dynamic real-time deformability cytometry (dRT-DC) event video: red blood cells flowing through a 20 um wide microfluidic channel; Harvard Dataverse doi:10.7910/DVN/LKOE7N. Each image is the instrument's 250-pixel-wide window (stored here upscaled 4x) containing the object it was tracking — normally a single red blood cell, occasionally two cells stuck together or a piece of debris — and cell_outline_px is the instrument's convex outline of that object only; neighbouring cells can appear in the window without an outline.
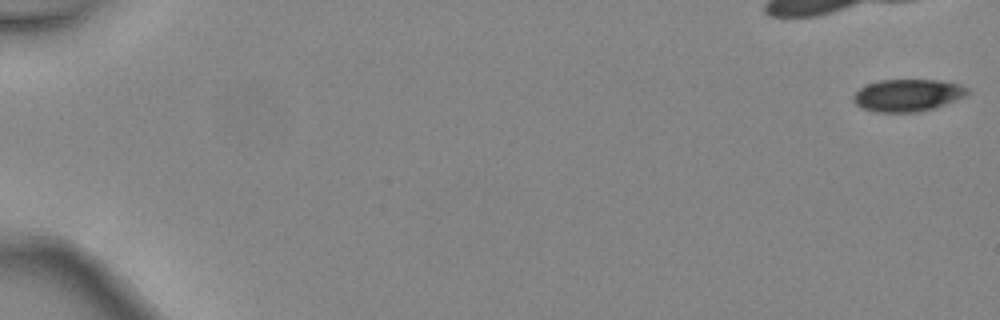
{"species": "common noctule bat (a hibernating species)", "species_latin": "Nyctalus noctula", "temperature_condition": "warm", "stored_images_in_passage": 6, "camera_frame_rate_fps": 3000, "um_per_image_px": 0.085, "animal": {"sex": "female", "body_mass_g": 24.6, "forearm_length_mm": 56.2}, "frame": {"image": 1, "passage_image": 1, "time_ms": 0.0, "image_size_px": [1000, 320], "cell_outline_px": [[972, 92], [956, 100], [932, 108], [916, 112], [876, 112], [860, 108], [852, 100], [852, 96], [860, 88], [868, 84], [880, 80], [940, 80], [960, 84], [968, 88]], "centroid_in_image_um": [77.14, 8.09], "position_along_channel_um": 7.9, "area_um2": 21.44}}